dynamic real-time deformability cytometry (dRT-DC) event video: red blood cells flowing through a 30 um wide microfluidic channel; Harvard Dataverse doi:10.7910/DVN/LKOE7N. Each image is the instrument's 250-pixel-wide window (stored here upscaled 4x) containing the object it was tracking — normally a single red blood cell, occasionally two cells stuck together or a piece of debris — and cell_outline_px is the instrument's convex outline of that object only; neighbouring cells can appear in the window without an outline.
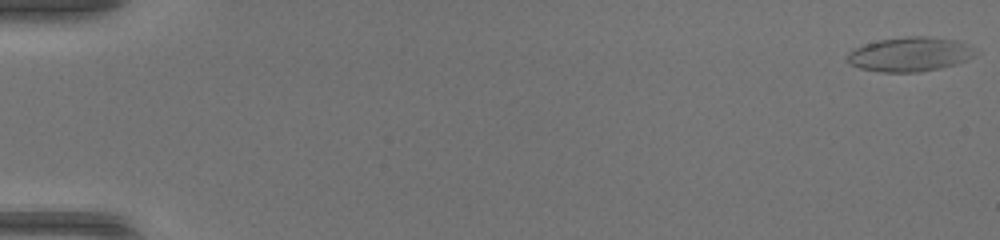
{"species": "common noctule bat (a hibernating species)", "species_latin": "Nyctalus noctula", "temperature_condition": "warm", "stored_images_in_passage": 50, "camera_frame_rate_fps": 3000, "um_per_image_px": 0.085, "animal": {"sex": "female", "body_mass_g": 17.0, "forearm_length_mm": 48.0}, "frame": {"image": 1, "passage_image": 1, "time_ms": 0.0, "image_size_px": [1000, 240], "cell_outline_px": [[980, 52], [968, 60], [956, 64], [940, 68], [920, 72], [880, 72], [860, 68], [848, 64], [848, 52], [852, 48], [864, 44], [880, 40], [904, 36], [928, 36], [960, 40]], "centroid_in_image_um": [77.37, 4.61], "position_along_channel_um": 7.6, "area_um2": 26.07}}
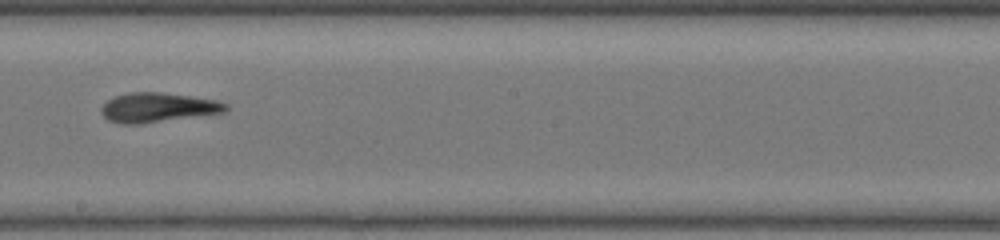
{"frame": {"image": 2, "passage_image": 30, "time_ms": 9.667, "image_size_px": [1000, 240], "cell_outline_px": [[228, 108], [224, 112], [140, 124], [120, 124], [108, 120], [100, 112], [100, 108], [108, 100], [116, 96], [128, 92], [160, 92], [192, 96], [216, 100], [228, 104]], "centroid_in_image_um": [13.39, 9.13], "position_along_channel_um": 234.8, "area_um2": 21.33}}
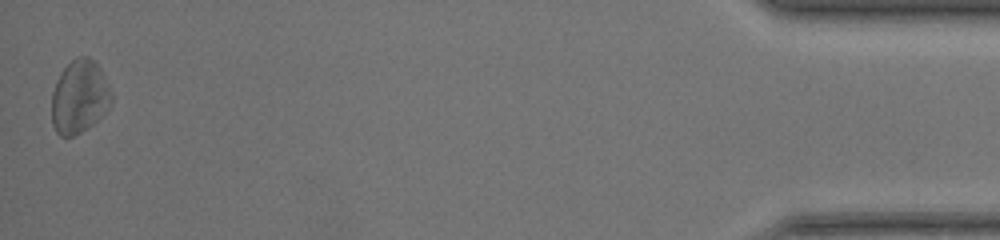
{"frame": {"image": 3, "passage_image": 50, "time_ms": 16.333, "image_size_px": [1000, 240], "cell_outline_px": [[112, 100], [108, 108], [92, 124], [80, 132], [72, 136], [60, 136], [56, 132], [52, 124], [52, 92], [56, 80], [60, 72], [76, 56], [88, 56], [100, 68], [112, 92]], "centroid_in_image_um": [6.73, 8.21], "position_along_channel_um": 428.5, "area_um2": 25.37}, "authors_computed_cell_mechanics": {"area_um2": 22.5131, "velocity_mm_per_s": 4.2377, "shape_relaxation_time_tau1_ms": 6.2966, "shape_relaxation_time_tau2_ms": 2.2605, "deformation_change_tau1": 0.2113, "deformation_change_tau2": 0.142}}